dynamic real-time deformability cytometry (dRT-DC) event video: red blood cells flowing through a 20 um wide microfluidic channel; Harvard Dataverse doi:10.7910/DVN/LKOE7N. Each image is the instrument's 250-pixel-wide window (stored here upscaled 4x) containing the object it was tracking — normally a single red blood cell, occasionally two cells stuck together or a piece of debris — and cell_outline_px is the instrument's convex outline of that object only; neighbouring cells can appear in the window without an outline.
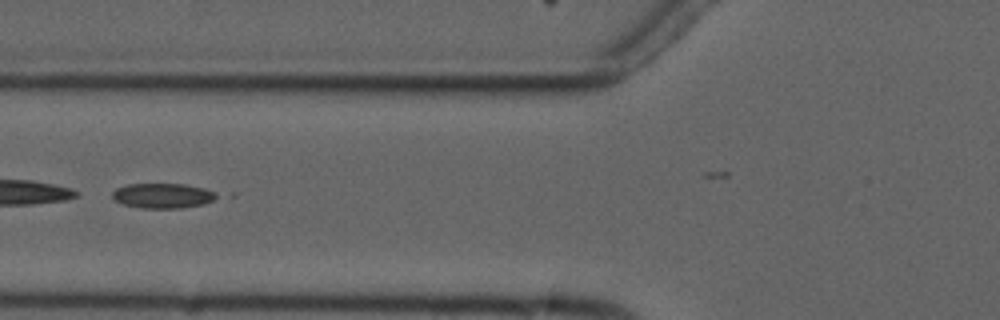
{"species": "common noctule bat (a hibernating species)", "species_latin": "Nyctalus noctula", "temperature_condition": "cold", "stored_images_in_passage": 6, "camera_frame_rate_fps": 3000, "um_per_image_px": 0.085, "animal": {"sex": "male", "forearm_length_mm": 52.5}, "frame": {"image": 1, "passage_image": 6, "time_ms": 5.667, "image_size_px": [1000, 320], "cell_outline_px": [[220, 196], [204, 204], [180, 208], [140, 208], [124, 204], [116, 200], [112, 196], [112, 192], [116, 188], [128, 184], [184, 184], [204, 188], [216, 192]], "centroid_in_image_um": [13.86, 16.63], "position_along_channel_um": 111.9, "area_um2": 15.14}}